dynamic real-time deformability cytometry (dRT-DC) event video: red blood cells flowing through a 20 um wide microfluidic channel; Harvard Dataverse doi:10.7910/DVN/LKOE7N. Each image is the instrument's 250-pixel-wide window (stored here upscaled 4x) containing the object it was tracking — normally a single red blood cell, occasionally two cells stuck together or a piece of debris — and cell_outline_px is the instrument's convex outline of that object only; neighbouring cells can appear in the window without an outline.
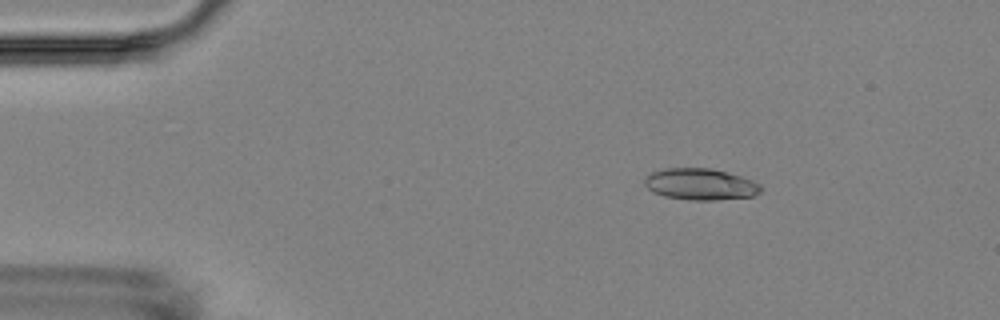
{"species": "Egyptian fruit bat (a non-hibernating species)", "species_latin": "Rousettus aegyptiacus", "temperature_condition": "room temperature", "stored_images_in_passage": 6, "camera_frame_rate_fps": 3000, "um_per_image_px": 0.085, "animal": {"sex": "female"}, "frame": {"image": 1, "passage_image": 2, "time_ms": 2.0, "image_size_px": [1000, 320], "cell_outline_px": [[760, 192], [752, 196], [716, 200], [688, 200], [664, 196], [652, 192], [644, 184], [644, 176], [652, 172], [664, 168], [712, 168], [740, 176], [752, 180], [760, 184]], "centroid_in_image_um": [59.49, 15.66], "position_along_channel_um": 25.5, "area_um2": 21.39}}
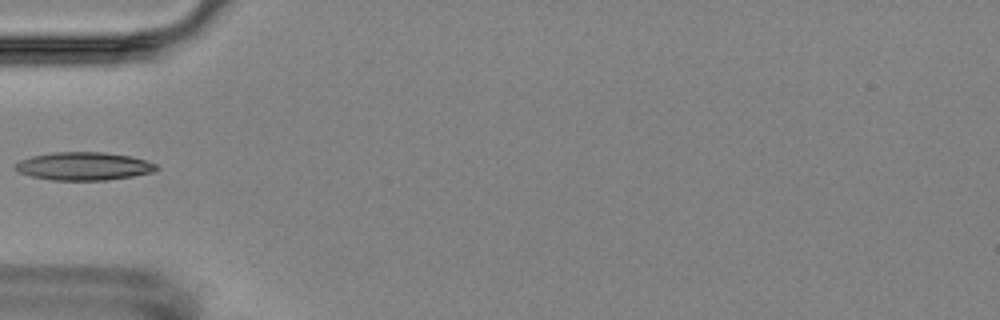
{"frame": {"image": 2, "passage_image": 5, "time_ms": 5.333, "image_size_px": [1000, 320], "cell_outline_px": [[160, 168], [152, 172], [132, 176], [108, 180], [52, 180], [32, 176], [20, 172], [12, 168], [12, 164], [20, 160], [32, 156], [52, 152], [104, 152], [132, 156], [156, 164]], "centroid_in_image_um": [7.09, 14.12], "position_along_channel_um": 77.9, "area_um2": 23.18}}
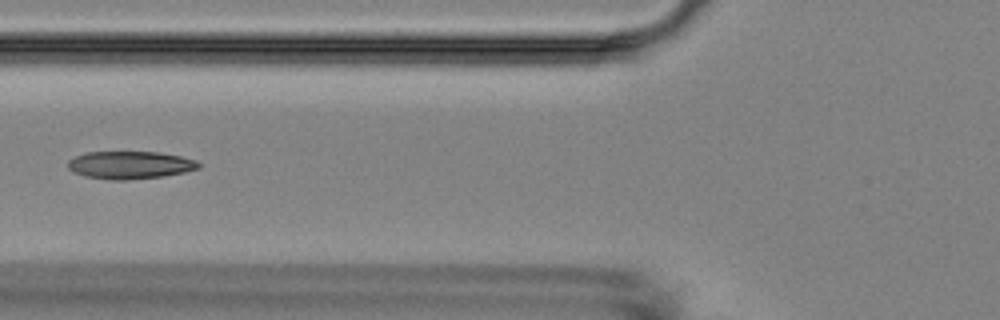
{"frame": {"image": 3, "passage_image": 6, "time_ms": 6.333, "image_size_px": [1000, 320], "cell_outline_px": [[200, 168], [184, 172], [164, 176], [128, 180], [108, 180], [84, 176], [72, 172], [68, 168], [68, 160], [76, 156], [88, 152], [156, 152], [180, 156], [196, 160], [200, 164]], "centroid_in_image_um": [11.03, 14.04], "position_along_channel_um": 114.8, "area_um2": 21.15}}